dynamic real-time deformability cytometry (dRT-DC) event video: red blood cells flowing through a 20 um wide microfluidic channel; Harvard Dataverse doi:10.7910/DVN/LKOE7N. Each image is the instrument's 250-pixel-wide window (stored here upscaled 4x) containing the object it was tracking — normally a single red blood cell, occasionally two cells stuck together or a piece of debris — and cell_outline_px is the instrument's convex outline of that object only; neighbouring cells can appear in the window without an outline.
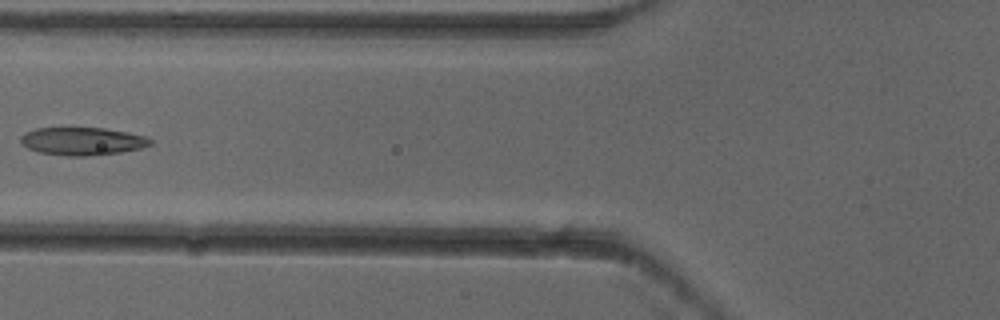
{"species": "common noctule bat (a hibernating species)", "species_latin": "Nyctalus noctula", "temperature_condition": "cold", "stored_images_in_passage": 6, "camera_frame_rate_fps": 3000, "um_per_image_px": 0.085, "animal": {"sex": "female"}, "frame": {"image": 1, "passage_image": 5, "time_ms": 1.333, "image_size_px": [1000, 320], "cell_outline_px": [[152, 144], [140, 148], [120, 152], [84, 156], [64, 156], [40, 152], [28, 148], [20, 144], [20, 136], [36, 128], [104, 128], [128, 132], [144, 136], [152, 140]], "centroid_in_image_um": [6.98, 12.0], "position_along_channel_um": 118.8, "area_um2": 20.92}}
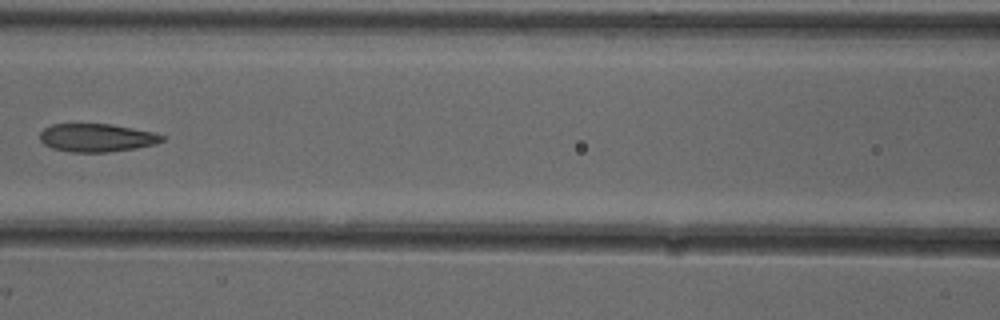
{"frame": {"image": 2, "passage_image": 6, "time_ms": 1.667, "image_size_px": [1000, 320], "cell_outline_px": [[164, 140], [156, 144], [136, 148], [108, 152], [72, 152], [52, 148], [44, 144], [40, 140], [40, 132], [44, 128], [52, 124], [112, 124], [156, 132], [164, 136]], "centroid_in_image_um": [8.25, 11.7], "position_along_channel_um": 158.4, "area_um2": 20.17}}